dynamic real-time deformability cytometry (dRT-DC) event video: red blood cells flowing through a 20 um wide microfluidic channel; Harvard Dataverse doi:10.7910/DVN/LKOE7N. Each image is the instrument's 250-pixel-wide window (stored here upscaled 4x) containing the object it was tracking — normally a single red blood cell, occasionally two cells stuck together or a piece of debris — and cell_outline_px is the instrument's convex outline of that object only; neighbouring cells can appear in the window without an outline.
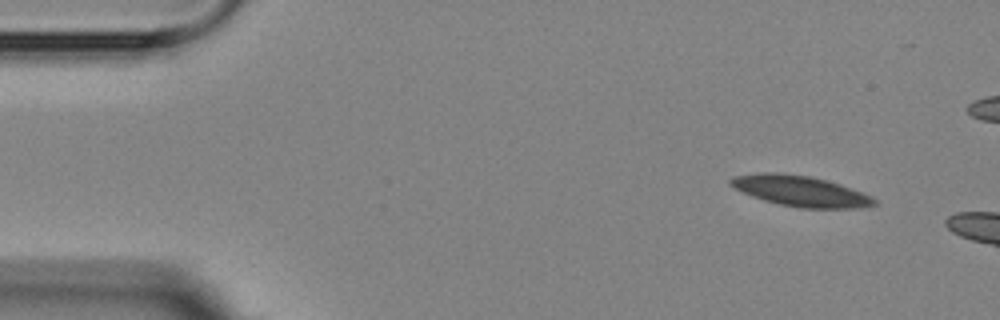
{"species": "Egyptian fruit bat (a non-hibernating species)", "species_latin": "Rousettus aegyptiacus", "temperature_condition": "room temperature", "stored_images_in_passage": 2, "camera_frame_rate_fps": 3000, "um_per_image_px": 0.085, "animal": {"sex": "female"}, "frame": {"image": 1, "passage_image": 1, "time_ms": 0.0, "image_size_px": [1000, 320], "cell_outline_px": [[880, 204], [860, 208], [800, 208], [780, 204], [764, 200], [752, 196], [728, 184], [728, 180], [732, 176], [764, 172], [776, 172], [808, 176], [840, 184], [872, 196]], "centroid_in_image_um": [68.05, 16.24], "position_along_channel_um": 16.9, "area_um2": 25.55}}